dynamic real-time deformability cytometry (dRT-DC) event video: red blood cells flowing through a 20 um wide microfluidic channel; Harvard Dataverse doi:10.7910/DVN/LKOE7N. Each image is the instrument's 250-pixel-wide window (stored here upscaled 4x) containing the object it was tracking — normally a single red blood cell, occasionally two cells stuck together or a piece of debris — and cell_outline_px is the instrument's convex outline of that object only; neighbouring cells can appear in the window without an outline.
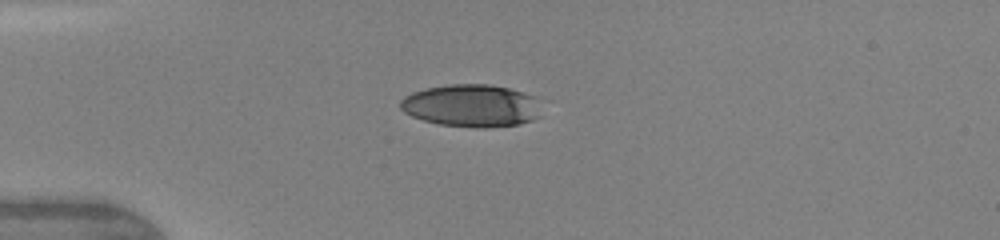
{"species": "human", "species_latin": "Homo sapiens", "temperature_condition": "warm", "stored_images_in_passage": 8, "camera_frame_rate_fps": 3000, "um_per_image_px": 0.085, "donor": {"sex": "female"}, "frame": {"image": 1, "passage_image": 5, "time_ms": 3.0, "image_size_px": [1000, 240], "cell_outline_px": [[540, 116], [532, 120], [520, 124], [484, 128], [476, 128], [440, 124], [424, 120], [412, 116], [404, 112], [400, 108], [400, 100], [404, 96], [412, 92], [424, 88], [448, 84], [488, 84], [508, 88], [524, 92], [536, 96]], "centroid_in_image_um": [40.06, 8.97], "position_along_channel_um": 44.9, "area_um2": 35.14}}